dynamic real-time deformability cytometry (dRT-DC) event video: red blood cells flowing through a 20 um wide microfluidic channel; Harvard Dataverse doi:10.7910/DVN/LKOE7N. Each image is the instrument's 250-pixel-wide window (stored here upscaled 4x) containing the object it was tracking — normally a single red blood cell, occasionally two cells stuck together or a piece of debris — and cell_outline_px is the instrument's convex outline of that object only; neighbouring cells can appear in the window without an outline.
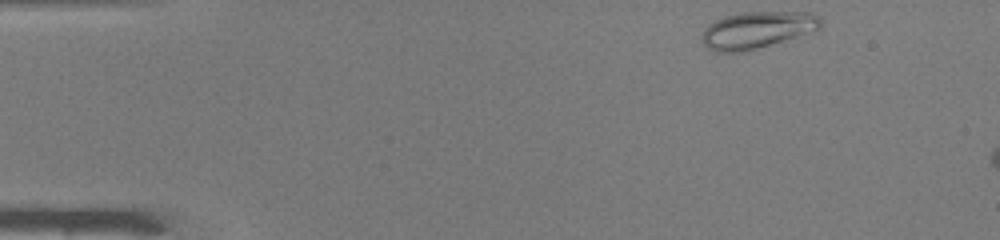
{"species": "common noctule bat (a hibernating species)", "species_latin": "Nyctalus noctula", "temperature_condition": "warm", "stored_images_in_passage": 7, "camera_frame_rate_fps": 3000, "um_per_image_px": 0.085, "animal": {"sex": "male", "body_mass_g": 19.0, "forearm_length_mm": 50.8}, "frame": {"image": 1, "passage_image": 1, "time_ms": 0.0, "image_size_px": [1000, 240], "cell_outline_px": [[820, 28], [796, 36], [756, 48], [740, 52], [716, 52], [708, 48], [704, 44], [700, 36], [704, 28], [708, 24], [724, 16], [740, 12], [812, 12], [820, 16]], "centroid_in_image_um": [64.29, 2.52], "position_along_channel_um": 20.7, "area_um2": 25.2}}